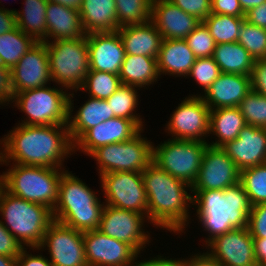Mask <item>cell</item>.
I'll list each match as a JSON object with an SVG mask.
<instances>
[{
    "label": "cell",
    "mask_w": 266,
    "mask_h": 266,
    "mask_svg": "<svg viewBox=\"0 0 266 266\" xmlns=\"http://www.w3.org/2000/svg\"><path fill=\"white\" fill-rule=\"evenodd\" d=\"M69 95L66 91L46 86L29 89L13 96V102L27 114L23 125H67Z\"/></svg>",
    "instance_id": "obj_8"
},
{
    "label": "cell",
    "mask_w": 266,
    "mask_h": 266,
    "mask_svg": "<svg viewBox=\"0 0 266 266\" xmlns=\"http://www.w3.org/2000/svg\"><path fill=\"white\" fill-rule=\"evenodd\" d=\"M142 177L148 201L147 218L168 231L182 232L188 219L187 203H193V196L185 191V187L191 189V186L153 161L142 171Z\"/></svg>",
    "instance_id": "obj_2"
},
{
    "label": "cell",
    "mask_w": 266,
    "mask_h": 266,
    "mask_svg": "<svg viewBox=\"0 0 266 266\" xmlns=\"http://www.w3.org/2000/svg\"><path fill=\"white\" fill-rule=\"evenodd\" d=\"M135 86L121 84L120 87L109 98L108 102L114 117L126 118L135 121L142 128V121L133 114L138 102Z\"/></svg>",
    "instance_id": "obj_37"
},
{
    "label": "cell",
    "mask_w": 266,
    "mask_h": 266,
    "mask_svg": "<svg viewBox=\"0 0 266 266\" xmlns=\"http://www.w3.org/2000/svg\"><path fill=\"white\" fill-rule=\"evenodd\" d=\"M212 58L221 73L250 76L254 59L238 42L216 44Z\"/></svg>",
    "instance_id": "obj_31"
},
{
    "label": "cell",
    "mask_w": 266,
    "mask_h": 266,
    "mask_svg": "<svg viewBox=\"0 0 266 266\" xmlns=\"http://www.w3.org/2000/svg\"><path fill=\"white\" fill-rule=\"evenodd\" d=\"M11 77L14 94L43 87L51 81L46 43L36 42L11 69Z\"/></svg>",
    "instance_id": "obj_17"
},
{
    "label": "cell",
    "mask_w": 266,
    "mask_h": 266,
    "mask_svg": "<svg viewBox=\"0 0 266 266\" xmlns=\"http://www.w3.org/2000/svg\"><path fill=\"white\" fill-rule=\"evenodd\" d=\"M36 41L17 26L0 34V64L12 69L17 62L34 46Z\"/></svg>",
    "instance_id": "obj_33"
},
{
    "label": "cell",
    "mask_w": 266,
    "mask_h": 266,
    "mask_svg": "<svg viewBox=\"0 0 266 266\" xmlns=\"http://www.w3.org/2000/svg\"><path fill=\"white\" fill-rule=\"evenodd\" d=\"M26 250H22L21 253L16 257L17 266H53V264L48 261L42 255H29Z\"/></svg>",
    "instance_id": "obj_49"
},
{
    "label": "cell",
    "mask_w": 266,
    "mask_h": 266,
    "mask_svg": "<svg viewBox=\"0 0 266 266\" xmlns=\"http://www.w3.org/2000/svg\"><path fill=\"white\" fill-rule=\"evenodd\" d=\"M45 245L49 247L53 266H87L83 232L53 220L36 249Z\"/></svg>",
    "instance_id": "obj_12"
},
{
    "label": "cell",
    "mask_w": 266,
    "mask_h": 266,
    "mask_svg": "<svg viewBox=\"0 0 266 266\" xmlns=\"http://www.w3.org/2000/svg\"><path fill=\"white\" fill-rule=\"evenodd\" d=\"M238 108L246 124L266 128V96L251 90Z\"/></svg>",
    "instance_id": "obj_40"
},
{
    "label": "cell",
    "mask_w": 266,
    "mask_h": 266,
    "mask_svg": "<svg viewBox=\"0 0 266 266\" xmlns=\"http://www.w3.org/2000/svg\"><path fill=\"white\" fill-rule=\"evenodd\" d=\"M151 21L163 39H185L201 21L170 0H152Z\"/></svg>",
    "instance_id": "obj_22"
},
{
    "label": "cell",
    "mask_w": 266,
    "mask_h": 266,
    "mask_svg": "<svg viewBox=\"0 0 266 266\" xmlns=\"http://www.w3.org/2000/svg\"><path fill=\"white\" fill-rule=\"evenodd\" d=\"M140 134L124 142L99 147L89 155L98 161L100 175L111 172L142 173L146 169L152 162L153 145Z\"/></svg>",
    "instance_id": "obj_10"
},
{
    "label": "cell",
    "mask_w": 266,
    "mask_h": 266,
    "mask_svg": "<svg viewBox=\"0 0 266 266\" xmlns=\"http://www.w3.org/2000/svg\"><path fill=\"white\" fill-rule=\"evenodd\" d=\"M192 202L197 203V215L210 235L207 243L219 235L248 226L251 205L241 182L224 190L197 191Z\"/></svg>",
    "instance_id": "obj_3"
},
{
    "label": "cell",
    "mask_w": 266,
    "mask_h": 266,
    "mask_svg": "<svg viewBox=\"0 0 266 266\" xmlns=\"http://www.w3.org/2000/svg\"><path fill=\"white\" fill-rule=\"evenodd\" d=\"M79 13L86 34L119 29L115 0H83Z\"/></svg>",
    "instance_id": "obj_28"
},
{
    "label": "cell",
    "mask_w": 266,
    "mask_h": 266,
    "mask_svg": "<svg viewBox=\"0 0 266 266\" xmlns=\"http://www.w3.org/2000/svg\"><path fill=\"white\" fill-rule=\"evenodd\" d=\"M168 123V129L176 140L205 142L202 136L209 134L210 109L201 96H190L178 105Z\"/></svg>",
    "instance_id": "obj_14"
},
{
    "label": "cell",
    "mask_w": 266,
    "mask_h": 266,
    "mask_svg": "<svg viewBox=\"0 0 266 266\" xmlns=\"http://www.w3.org/2000/svg\"><path fill=\"white\" fill-rule=\"evenodd\" d=\"M52 81L64 89H80L89 67V50L86 35L78 39L46 40Z\"/></svg>",
    "instance_id": "obj_7"
},
{
    "label": "cell",
    "mask_w": 266,
    "mask_h": 266,
    "mask_svg": "<svg viewBox=\"0 0 266 266\" xmlns=\"http://www.w3.org/2000/svg\"><path fill=\"white\" fill-rule=\"evenodd\" d=\"M73 95L74 94L69 95V120L67 125L70 138L74 144L88 129L114 118V114L111 112V108L106 100L90 97V99L79 108L76 115H74V117L72 116V120L71 112L73 110H71V97H73Z\"/></svg>",
    "instance_id": "obj_26"
},
{
    "label": "cell",
    "mask_w": 266,
    "mask_h": 266,
    "mask_svg": "<svg viewBox=\"0 0 266 266\" xmlns=\"http://www.w3.org/2000/svg\"><path fill=\"white\" fill-rule=\"evenodd\" d=\"M211 13L245 17L238 0H211Z\"/></svg>",
    "instance_id": "obj_47"
},
{
    "label": "cell",
    "mask_w": 266,
    "mask_h": 266,
    "mask_svg": "<svg viewBox=\"0 0 266 266\" xmlns=\"http://www.w3.org/2000/svg\"><path fill=\"white\" fill-rule=\"evenodd\" d=\"M2 142L0 163L11 159L16 164L61 169L64 156L74 151L68 125L20 124Z\"/></svg>",
    "instance_id": "obj_1"
},
{
    "label": "cell",
    "mask_w": 266,
    "mask_h": 266,
    "mask_svg": "<svg viewBox=\"0 0 266 266\" xmlns=\"http://www.w3.org/2000/svg\"><path fill=\"white\" fill-rule=\"evenodd\" d=\"M55 167L15 164L4 175V189L26 201L42 204L53 211L62 172Z\"/></svg>",
    "instance_id": "obj_6"
},
{
    "label": "cell",
    "mask_w": 266,
    "mask_h": 266,
    "mask_svg": "<svg viewBox=\"0 0 266 266\" xmlns=\"http://www.w3.org/2000/svg\"><path fill=\"white\" fill-rule=\"evenodd\" d=\"M250 91V76L221 73L201 98L210 110L238 107Z\"/></svg>",
    "instance_id": "obj_23"
},
{
    "label": "cell",
    "mask_w": 266,
    "mask_h": 266,
    "mask_svg": "<svg viewBox=\"0 0 266 266\" xmlns=\"http://www.w3.org/2000/svg\"><path fill=\"white\" fill-rule=\"evenodd\" d=\"M47 4V0H25V9L15 11L16 26L36 42H46L47 39Z\"/></svg>",
    "instance_id": "obj_32"
},
{
    "label": "cell",
    "mask_w": 266,
    "mask_h": 266,
    "mask_svg": "<svg viewBox=\"0 0 266 266\" xmlns=\"http://www.w3.org/2000/svg\"><path fill=\"white\" fill-rule=\"evenodd\" d=\"M0 212L8 223L4 227L21 245L31 246V249L39 248L47 227L53 221L49 208L16 197L5 189L0 196Z\"/></svg>",
    "instance_id": "obj_5"
},
{
    "label": "cell",
    "mask_w": 266,
    "mask_h": 266,
    "mask_svg": "<svg viewBox=\"0 0 266 266\" xmlns=\"http://www.w3.org/2000/svg\"><path fill=\"white\" fill-rule=\"evenodd\" d=\"M133 264V266H182V261L180 260H172V259H164V258H154L152 260L143 261Z\"/></svg>",
    "instance_id": "obj_54"
},
{
    "label": "cell",
    "mask_w": 266,
    "mask_h": 266,
    "mask_svg": "<svg viewBox=\"0 0 266 266\" xmlns=\"http://www.w3.org/2000/svg\"><path fill=\"white\" fill-rule=\"evenodd\" d=\"M3 190H4V175H0V196Z\"/></svg>",
    "instance_id": "obj_58"
},
{
    "label": "cell",
    "mask_w": 266,
    "mask_h": 266,
    "mask_svg": "<svg viewBox=\"0 0 266 266\" xmlns=\"http://www.w3.org/2000/svg\"><path fill=\"white\" fill-rule=\"evenodd\" d=\"M47 37L54 40L78 39L86 35L78 10L48 1L46 9Z\"/></svg>",
    "instance_id": "obj_25"
},
{
    "label": "cell",
    "mask_w": 266,
    "mask_h": 266,
    "mask_svg": "<svg viewBox=\"0 0 266 266\" xmlns=\"http://www.w3.org/2000/svg\"><path fill=\"white\" fill-rule=\"evenodd\" d=\"M143 214L105 205L101 214L98 230L109 237L129 244L138 254L149 242V237L142 231Z\"/></svg>",
    "instance_id": "obj_15"
},
{
    "label": "cell",
    "mask_w": 266,
    "mask_h": 266,
    "mask_svg": "<svg viewBox=\"0 0 266 266\" xmlns=\"http://www.w3.org/2000/svg\"><path fill=\"white\" fill-rule=\"evenodd\" d=\"M120 27L144 24L151 20L152 0H115Z\"/></svg>",
    "instance_id": "obj_35"
},
{
    "label": "cell",
    "mask_w": 266,
    "mask_h": 266,
    "mask_svg": "<svg viewBox=\"0 0 266 266\" xmlns=\"http://www.w3.org/2000/svg\"><path fill=\"white\" fill-rule=\"evenodd\" d=\"M87 266H132L138 253L124 242L100 230L83 232Z\"/></svg>",
    "instance_id": "obj_16"
},
{
    "label": "cell",
    "mask_w": 266,
    "mask_h": 266,
    "mask_svg": "<svg viewBox=\"0 0 266 266\" xmlns=\"http://www.w3.org/2000/svg\"><path fill=\"white\" fill-rule=\"evenodd\" d=\"M119 75L89 70L81 86V90H89L90 97L106 100L120 87Z\"/></svg>",
    "instance_id": "obj_38"
},
{
    "label": "cell",
    "mask_w": 266,
    "mask_h": 266,
    "mask_svg": "<svg viewBox=\"0 0 266 266\" xmlns=\"http://www.w3.org/2000/svg\"><path fill=\"white\" fill-rule=\"evenodd\" d=\"M100 176L106 205L147 214L148 201L142 173L111 172Z\"/></svg>",
    "instance_id": "obj_11"
},
{
    "label": "cell",
    "mask_w": 266,
    "mask_h": 266,
    "mask_svg": "<svg viewBox=\"0 0 266 266\" xmlns=\"http://www.w3.org/2000/svg\"><path fill=\"white\" fill-rule=\"evenodd\" d=\"M47 1L52 3H57L78 11L81 9L83 4V0H47Z\"/></svg>",
    "instance_id": "obj_55"
},
{
    "label": "cell",
    "mask_w": 266,
    "mask_h": 266,
    "mask_svg": "<svg viewBox=\"0 0 266 266\" xmlns=\"http://www.w3.org/2000/svg\"><path fill=\"white\" fill-rule=\"evenodd\" d=\"M245 20L250 24L266 29V2L248 11L245 14Z\"/></svg>",
    "instance_id": "obj_50"
},
{
    "label": "cell",
    "mask_w": 266,
    "mask_h": 266,
    "mask_svg": "<svg viewBox=\"0 0 266 266\" xmlns=\"http://www.w3.org/2000/svg\"><path fill=\"white\" fill-rule=\"evenodd\" d=\"M242 7L243 13L246 14L252 8L259 6L262 3H265L266 0H238Z\"/></svg>",
    "instance_id": "obj_56"
},
{
    "label": "cell",
    "mask_w": 266,
    "mask_h": 266,
    "mask_svg": "<svg viewBox=\"0 0 266 266\" xmlns=\"http://www.w3.org/2000/svg\"><path fill=\"white\" fill-rule=\"evenodd\" d=\"M0 266H17L16 257L0 255Z\"/></svg>",
    "instance_id": "obj_57"
},
{
    "label": "cell",
    "mask_w": 266,
    "mask_h": 266,
    "mask_svg": "<svg viewBox=\"0 0 266 266\" xmlns=\"http://www.w3.org/2000/svg\"><path fill=\"white\" fill-rule=\"evenodd\" d=\"M14 91L12 87L11 69L0 68V104L13 100Z\"/></svg>",
    "instance_id": "obj_48"
},
{
    "label": "cell",
    "mask_w": 266,
    "mask_h": 266,
    "mask_svg": "<svg viewBox=\"0 0 266 266\" xmlns=\"http://www.w3.org/2000/svg\"><path fill=\"white\" fill-rule=\"evenodd\" d=\"M117 31L126 55L158 58L163 37L151 20L144 24L120 27Z\"/></svg>",
    "instance_id": "obj_24"
},
{
    "label": "cell",
    "mask_w": 266,
    "mask_h": 266,
    "mask_svg": "<svg viewBox=\"0 0 266 266\" xmlns=\"http://www.w3.org/2000/svg\"><path fill=\"white\" fill-rule=\"evenodd\" d=\"M208 143L170 139L154 148L152 161L173 177L192 186L201 167Z\"/></svg>",
    "instance_id": "obj_9"
},
{
    "label": "cell",
    "mask_w": 266,
    "mask_h": 266,
    "mask_svg": "<svg viewBox=\"0 0 266 266\" xmlns=\"http://www.w3.org/2000/svg\"><path fill=\"white\" fill-rule=\"evenodd\" d=\"M220 74V68L215 60L212 57H206L197 58L187 76H192L206 92Z\"/></svg>",
    "instance_id": "obj_42"
},
{
    "label": "cell",
    "mask_w": 266,
    "mask_h": 266,
    "mask_svg": "<svg viewBox=\"0 0 266 266\" xmlns=\"http://www.w3.org/2000/svg\"><path fill=\"white\" fill-rule=\"evenodd\" d=\"M185 41L196 58L212 57L216 47L214 38L203 22L185 38Z\"/></svg>",
    "instance_id": "obj_41"
},
{
    "label": "cell",
    "mask_w": 266,
    "mask_h": 266,
    "mask_svg": "<svg viewBox=\"0 0 266 266\" xmlns=\"http://www.w3.org/2000/svg\"><path fill=\"white\" fill-rule=\"evenodd\" d=\"M240 182V170L221 147L207 145L191 192L224 190Z\"/></svg>",
    "instance_id": "obj_13"
},
{
    "label": "cell",
    "mask_w": 266,
    "mask_h": 266,
    "mask_svg": "<svg viewBox=\"0 0 266 266\" xmlns=\"http://www.w3.org/2000/svg\"><path fill=\"white\" fill-rule=\"evenodd\" d=\"M240 182L251 206L266 203V163L241 170Z\"/></svg>",
    "instance_id": "obj_36"
},
{
    "label": "cell",
    "mask_w": 266,
    "mask_h": 266,
    "mask_svg": "<svg viewBox=\"0 0 266 266\" xmlns=\"http://www.w3.org/2000/svg\"><path fill=\"white\" fill-rule=\"evenodd\" d=\"M247 228L252 237L266 238V203L251 206Z\"/></svg>",
    "instance_id": "obj_43"
},
{
    "label": "cell",
    "mask_w": 266,
    "mask_h": 266,
    "mask_svg": "<svg viewBox=\"0 0 266 266\" xmlns=\"http://www.w3.org/2000/svg\"><path fill=\"white\" fill-rule=\"evenodd\" d=\"M119 77L122 84L136 88L152 84L159 77L157 58L126 55Z\"/></svg>",
    "instance_id": "obj_30"
},
{
    "label": "cell",
    "mask_w": 266,
    "mask_h": 266,
    "mask_svg": "<svg viewBox=\"0 0 266 266\" xmlns=\"http://www.w3.org/2000/svg\"><path fill=\"white\" fill-rule=\"evenodd\" d=\"M184 12L203 22L211 14V0H170Z\"/></svg>",
    "instance_id": "obj_44"
},
{
    "label": "cell",
    "mask_w": 266,
    "mask_h": 266,
    "mask_svg": "<svg viewBox=\"0 0 266 266\" xmlns=\"http://www.w3.org/2000/svg\"><path fill=\"white\" fill-rule=\"evenodd\" d=\"M246 121L238 107L210 110L209 133L213 132L219 139L210 146L222 147L235 140L246 126Z\"/></svg>",
    "instance_id": "obj_29"
},
{
    "label": "cell",
    "mask_w": 266,
    "mask_h": 266,
    "mask_svg": "<svg viewBox=\"0 0 266 266\" xmlns=\"http://www.w3.org/2000/svg\"><path fill=\"white\" fill-rule=\"evenodd\" d=\"M140 131L142 128L135 121L114 117L88 129L74 143V149L78 145V150L81 148L85 154L90 155L99 147L130 140Z\"/></svg>",
    "instance_id": "obj_21"
},
{
    "label": "cell",
    "mask_w": 266,
    "mask_h": 266,
    "mask_svg": "<svg viewBox=\"0 0 266 266\" xmlns=\"http://www.w3.org/2000/svg\"><path fill=\"white\" fill-rule=\"evenodd\" d=\"M23 249H26L24 245H21L0 220V255L17 257Z\"/></svg>",
    "instance_id": "obj_45"
},
{
    "label": "cell",
    "mask_w": 266,
    "mask_h": 266,
    "mask_svg": "<svg viewBox=\"0 0 266 266\" xmlns=\"http://www.w3.org/2000/svg\"><path fill=\"white\" fill-rule=\"evenodd\" d=\"M212 258L222 266H248L255 264L253 237L247 227L219 235L208 244Z\"/></svg>",
    "instance_id": "obj_18"
},
{
    "label": "cell",
    "mask_w": 266,
    "mask_h": 266,
    "mask_svg": "<svg viewBox=\"0 0 266 266\" xmlns=\"http://www.w3.org/2000/svg\"><path fill=\"white\" fill-rule=\"evenodd\" d=\"M245 17L211 13L203 23L216 44L237 42Z\"/></svg>",
    "instance_id": "obj_34"
},
{
    "label": "cell",
    "mask_w": 266,
    "mask_h": 266,
    "mask_svg": "<svg viewBox=\"0 0 266 266\" xmlns=\"http://www.w3.org/2000/svg\"><path fill=\"white\" fill-rule=\"evenodd\" d=\"M237 42L256 59H266V29L244 20Z\"/></svg>",
    "instance_id": "obj_39"
},
{
    "label": "cell",
    "mask_w": 266,
    "mask_h": 266,
    "mask_svg": "<svg viewBox=\"0 0 266 266\" xmlns=\"http://www.w3.org/2000/svg\"><path fill=\"white\" fill-rule=\"evenodd\" d=\"M248 266H266V265H261V264L255 263V264H251V265H248Z\"/></svg>",
    "instance_id": "obj_59"
},
{
    "label": "cell",
    "mask_w": 266,
    "mask_h": 266,
    "mask_svg": "<svg viewBox=\"0 0 266 266\" xmlns=\"http://www.w3.org/2000/svg\"><path fill=\"white\" fill-rule=\"evenodd\" d=\"M251 90L266 96V59H256L250 74Z\"/></svg>",
    "instance_id": "obj_46"
},
{
    "label": "cell",
    "mask_w": 266,
    "mask_h": 266,
    "mask_svg": "<svg viewBox=\"0 0 266 266\" xmlns=\"http://www.w3.org/2000/svg\"><path fill=\"white\" fill-rule=\"evenodd\" d=\"M15 11L0 8V34L9 32L16 27Z\"/></svg>",
    "instance_id": "obj_51"
},
{
    "label": "cell",
    "mask_w": 266,
    "mask_h": 266,
    "mask_svg": "<svg viewBox=\"0 0 266 266\" xmlns=\"http://www.w3.org/2000/svg\"><path fill=\"white\" fill-rule=\"evenodd\" d=\"M182 266H222L216 259L212 258L208 252L194 255L190 260H182Z\"/></svg>",
    "instance_id": "obj_52"
},
{
    "label": "cell",
    "mask_w": 266,
    "mask_h": 266,
    "mask_svg": "<svg viewBox=\"0 0 266 266\" xmlns=\"http://www.w3.org/2000/svg\"><path fill=\"white\" fill-rule=\"evenodd\" d=\"M90 70L120 74L126 52L118 31L86 34Z\"/></svg>",
    "instance_id": "obj_19"
},
{
    "label": "cell",
    "mask_w": 266,
    "mask_h": 266,
    "mask_svg": "<svg viewBox=\"0 0 266 266\" xmlns=\"http://www.w3.org/2000/svg\"><path fill=\"white\" fill-rule=\"evenodd\" d=\"M196 59L185 39H163L157 58L159 75L187 76Z\"/></svg>",
    "instance_id": "obj_27"
},
{
    "label": "cell",
    "mask_w": 266,
    "mask_h": 266,
    "mask_svg": "<svg viewBox=\"0 0 266 266\" xmlns=\"http://www.w3.org/2000/svg\"><path fill=\"white\" fill-rule=\"evenodd\" d=\"M253 246L256 263L266 265V238L253 237Z\"/></svg>",
    "instance_id": "obj_53"
},
{
    "label": "cell",
    "mask_w": 266,
    "mask_h": 266,
    "mask_svg": "<svg viewBox=\"0 0 266 266\" xmlns=\"http://www.w3.org/2000/svg\"><path fill=\"white\" fill-rule=\"evenodd\" d=\"M241 171L266 163V128L246 125L238 137L221 147Z\"/></svg>",
    "instance_id": "obj_20"
},
{
    "label": "cell",
    "mask_w": 266,
    "mask_h": 266,
    "mask_svg": "<svg viewBox=\"0 0 266 266\" xmlns=\"http://www.w3.org/2000/svg\"><path fill=\"white\" fill-rule=\"evenodd\" d=\"M103 208L95 192L68 171H62L53 220L81 232L97 230Z\"/></svg>",
    "instance_id": "obj_4"
}]
</instances>
